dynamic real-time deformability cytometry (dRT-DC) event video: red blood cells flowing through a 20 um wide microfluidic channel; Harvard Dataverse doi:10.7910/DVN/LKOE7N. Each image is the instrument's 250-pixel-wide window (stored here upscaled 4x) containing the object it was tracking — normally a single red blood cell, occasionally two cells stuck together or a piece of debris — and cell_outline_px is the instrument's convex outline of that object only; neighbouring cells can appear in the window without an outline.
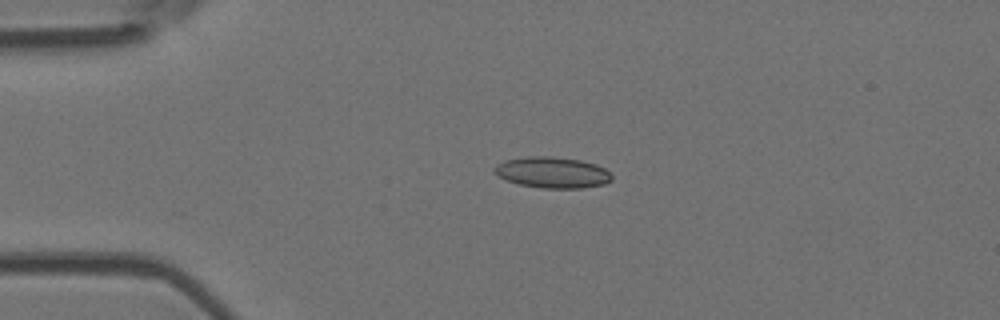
{"species": "Egyptian fruit bat (a non-hibernating species)", "species_latin": "Rousettus aegyptiacus", "temperature_condition": "room temperature", "stored_images_in_passage": 4, "camera_frame_rate_fps": 3000, "um_per_image_px": 0.085, "animal": {"sex": "female"}, "frame": {"image": 1, "passage_image": 3, "time_ms": 0.667, "image_size_px": [1000, 320], "cell_outline_px": [[612, 180], [604, 184], [580, 188], [544, 188], [520, 184], [508, 180], [500, 176], [492, 168], [496, 164], [504, 160], [528, 156], [552, 156], [580, 160], [596, 164], [604, 168], [612, 176]], "centroid_in_image_um": [46.96, 14.65], "position_along_channel_um": 38.0, "area_um2": 21.1}}